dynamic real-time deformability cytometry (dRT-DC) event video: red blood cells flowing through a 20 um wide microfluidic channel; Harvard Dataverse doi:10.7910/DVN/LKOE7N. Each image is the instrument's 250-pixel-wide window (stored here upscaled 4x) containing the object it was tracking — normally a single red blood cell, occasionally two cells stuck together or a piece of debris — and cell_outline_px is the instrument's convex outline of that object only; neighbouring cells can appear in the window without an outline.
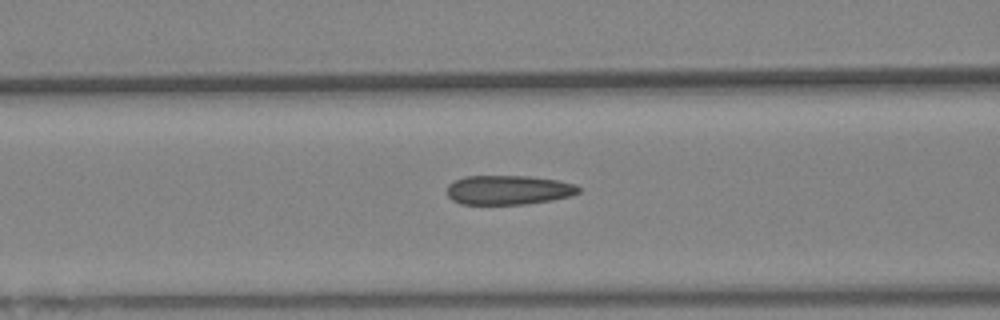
{"species": "Egyptian fruit bat (a non-hibernating species)", "species_latin": "Rousettus aegyptiacus", "temperature_condition": "warm", "stored_images_in_passage": 55, "camera_frame_rate_fps": 3000, "um_per_image_px": 0.085, "animal": {"sex": "female"}, "frame": {"image": 1, "passage_image": 23, "time_ms": 7.333, "image_size_px": [1000, 320], "cell_outline_px": [[580, 192], [572, 196], [552, 200], [524, 204], [460, 204], [452, 200], [448, 196], [448, 184], [464, 176], [528, 176], [556, 180], [576, 184], [580, 188]], "centroid_in_image_um": [43.23, 16.15], "position_along_channel_um": 123.4, "area_um2": 22.54}}
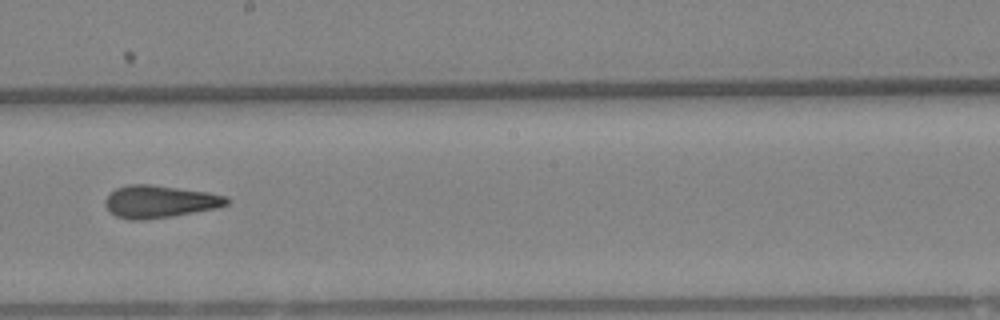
{"frame": {"image": 2, "passage_image": 32, "time_ms": 10.333, "image_size_px": [1000, 320], "cell_outline_px": [[228, 204], [216, 208], [172, 216], [144, 220], [128, 220], [116, 216], [104, 204], [104, 200], [116, 188], [128, 184], [148, 184], [208, 192], [228, 196]], "centroid_in_image_um": [13.56, 17.13], "position_along_channel_um": 234.6, "area_um2": 22.83}}
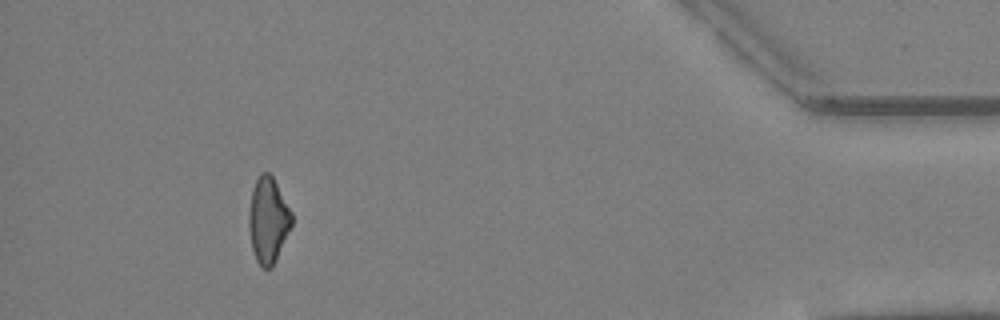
{"frame": {"image": 3, "passage_image": 51, "time_ms": 16.667, "image_size_px": [1000, 320], "cell_outline_px": [[292, 224], [276, 260], [272, 268], [264, 268], [256, 260], [252, 248], [248, 224], [248, 212], [252, 188], [260, 172], [268, 172], [272, 176], [292, 212]], "centroid_in_image_um": [22.78, 18.7], "position_along_channel_um": 412.4, "area_um2": 21.33}, "authors_computed_cell_mechanics": {"area_um2": 22.7732, "velocity_mm_per_s": 3.7339, "shape_relaxation_time_tau1_ms": null, "shape_relaxation_time_tau2_ms": 2.3386, "deformation_change_tau1": null, "deformation_change_tau2": 0.1063}}